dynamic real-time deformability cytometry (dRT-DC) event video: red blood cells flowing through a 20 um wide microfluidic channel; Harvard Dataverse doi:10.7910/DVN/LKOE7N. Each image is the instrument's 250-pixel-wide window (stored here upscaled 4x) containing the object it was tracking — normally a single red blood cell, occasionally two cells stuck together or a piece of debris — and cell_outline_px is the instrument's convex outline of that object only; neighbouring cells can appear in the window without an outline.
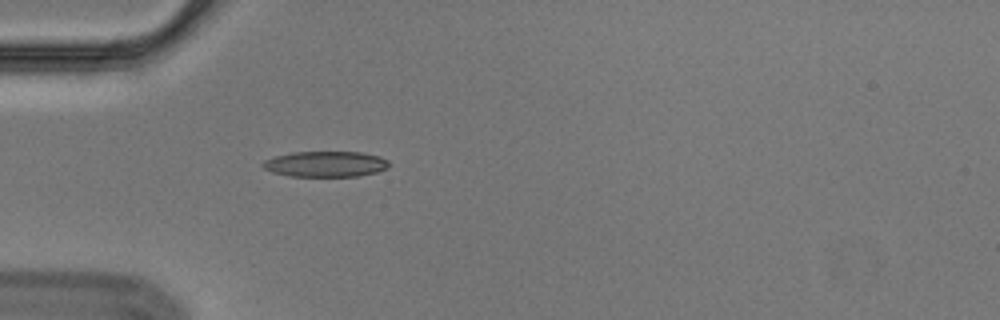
{"species": "Egyptian fruit bat (a non-hibernating species)", "species_latin": "Rousettus aegyptiacus", "temperature_condition": "cold", "stored_images_in_passage": 40, "segment_of_instrument_passage": [1, 2], "camera_frame_rate_fps": 3000, "um_per_image_px": 0.085, "animal": {"sex": "male"}, "frame": {"image": 1, "passage_image": 1, "time_ms": 0.0, "image_size_px": [1000, 320], "cell_outline_px": [[392, 164], [388, 168], [376, 172], [360, 176], [288, 176], [272, 172], [264, 168], [260, 164], [264, 160], [276, 156], [292, 152], [360, 152], [380, 156], [388, 160]], "centroid_in_image_um": [27.7, 13.94], "position_along_channel_um": 57.3, "area_um2": 19.02}}
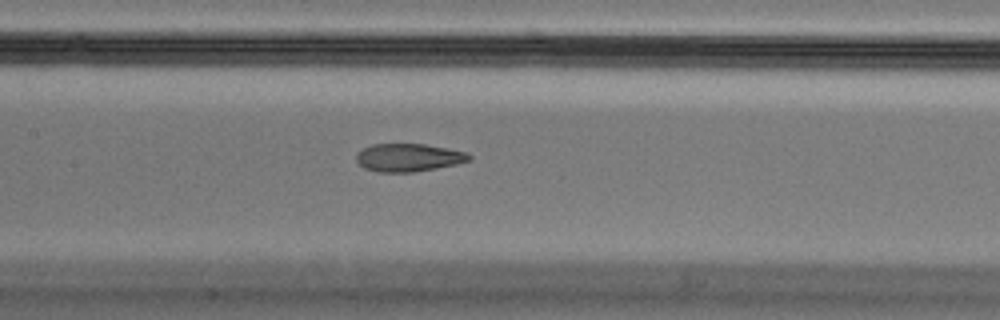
{"frame": {"image": 2, "passage_image": 11, "time_ms": 3.333, "image_size_px": [1000, 320], "cell_outline_px": [[472, 160], [456, 164], [436, 168], [412, 172], [380, 172], [364, 168], [356, 160], [356, 152], [372, 144], [424, 144], [448, 148], [468, 152], [472, 156]], "centroid_in_image_um": [34.75, 13.38], "position_along_channel_um": 172.7, "area_um2": 18.44}}
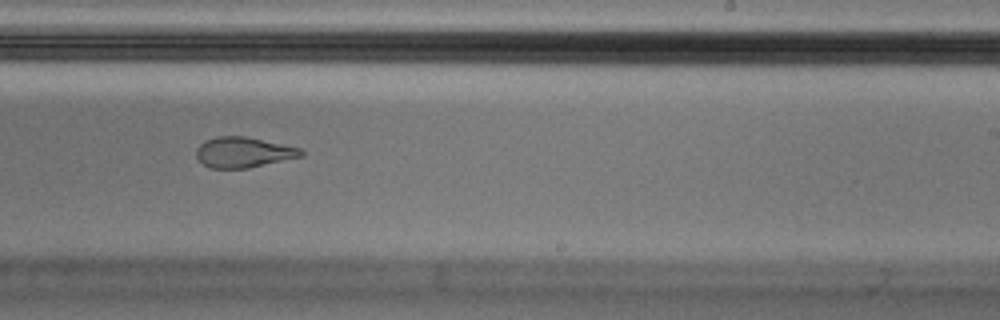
{"frame": {"image": 3, "passage_image": 19, "time_ms": 6.0, "image_size_px": [1000, 320], "cell_outline_px": [[304, 156], [248, 168], [212, 168], [204, 164], [196, 156], [196, 148], [204, 140], [216, 136], [244, 136], [300, 148], [304, 152]], "centroid_in_image_um": [20.68, 12.94], "position_along_channel_um": 268.3, "area_um2": 18.5}}